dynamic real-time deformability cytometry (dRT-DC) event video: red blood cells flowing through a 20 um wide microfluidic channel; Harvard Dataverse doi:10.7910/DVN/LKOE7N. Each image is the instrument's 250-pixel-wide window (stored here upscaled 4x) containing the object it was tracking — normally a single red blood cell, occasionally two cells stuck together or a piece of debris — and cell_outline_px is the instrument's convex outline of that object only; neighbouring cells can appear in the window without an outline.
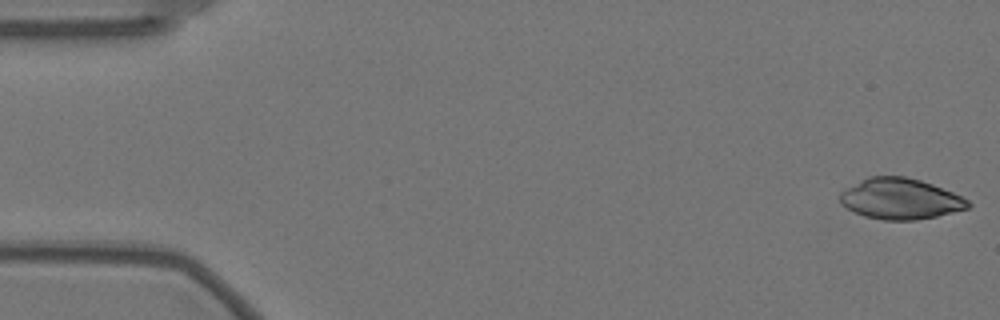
{"species": "Egyptian fruit bat (a non-hibernating species)", "species_latin": "Rousettus aegyptiacus", "temperature_condition": "warm", "stored_images_in_passage": 15, "camera_frame_rate_fps": 3000, "um_per_image_px": 0.085, "animal": {"sex": "female"}, "frame": {"image": 1, "passage_image": 1, "time_ms": 0.0, "image_size_px": [1000, 320], "cell_outline_px": [[972, 204], [968, 208], [936, 216], [916, 220], [884, 220], [864, 216], [840, 204], [840, 192], [844, 188], [868, 176], [904, 176], [920, 180], [932, 184], [952, 192], [968, 200]], "centroid_in_image_um": [76.5, 16.89], "position_along_channel_um": 8.5, "area_um2": 30.4}}